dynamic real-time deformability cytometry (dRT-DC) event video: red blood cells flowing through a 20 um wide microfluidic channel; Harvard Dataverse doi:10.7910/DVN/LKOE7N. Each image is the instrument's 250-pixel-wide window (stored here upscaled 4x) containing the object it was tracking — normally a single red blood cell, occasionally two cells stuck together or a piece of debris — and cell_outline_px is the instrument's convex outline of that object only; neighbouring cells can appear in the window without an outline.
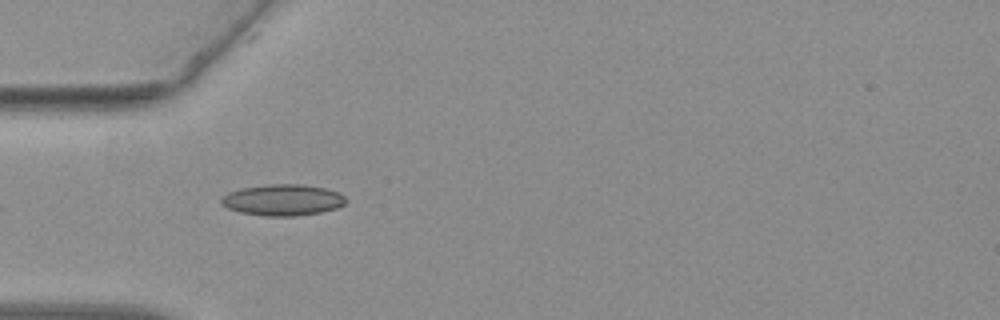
{"species": "common noctule bat (a hibernating species)", "species_latin": "Nyctalus noctula", "temperature_condition": "warm", "stored_images_in_passage": 30, "camera_frame_rate_fps": 3000, "um_per_image_px": 0.085, "animal": {"sex": "female", "body_mass_g": 19.3, "forearm_length_mm": 54.1}, "frame": {"image": 1, "passage_image": 1, "time_ms": 0.0, "image_size_px": [1000, 320], "cell_outline_px": [[348, 200], [344, 204], [336, 208], [320, 212], [296, 216], [264, 216], [240, 212], [228, 208], [220, 204], [220, 200], [228, 192], [240, 188], [268, 184], [300, 184], [324, 188], [340, 192]], "centroid_in_image_um": [24.03, 16.99], "position_along_channel_um": 61.0, "area_um2": 22.77}}
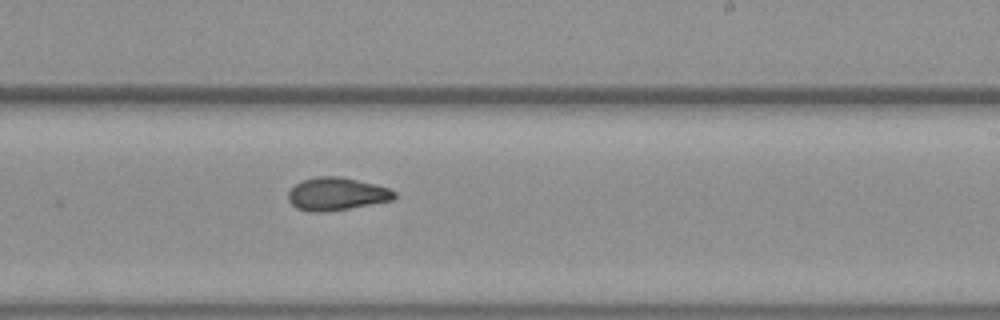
{"frame": {"image": 2, "passage_image": 17, "time_ms": 5.333, "image_size_px": [1000, 320], "cell_outline_px": [[396, 196], [392, 200], [348, 208], [320, 212], [312, 212], [296, 208], [288, 200], [288, 192], [296, 184], [304, 180], [316, 176], [340, 176], [376, 184], [388, 188], [396, 192]], "centroid_in_image_um": [28.6, 16.47], "position_along_channel_um": 260.4, "area_um2": 20.11}}
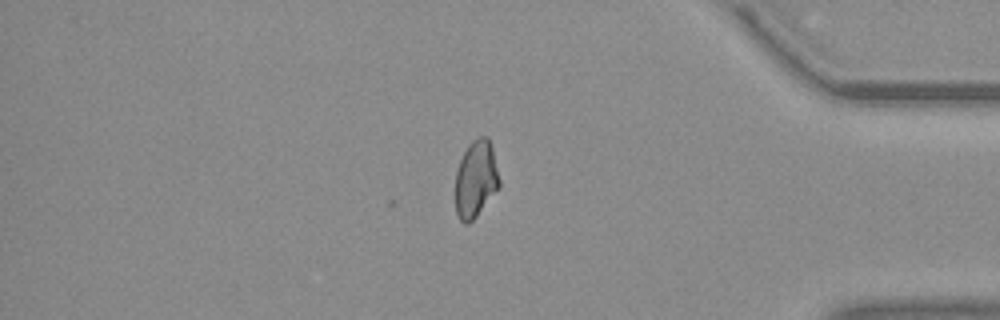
{"frame": {"image": 3, "passage_image": 30, "time_ms": 9.667, "image_size_px": [1000, 320], "cell_outline_px": [[500, 184], [476, 216], [468, 224], [464, 224], [460, 220], [456, 212], [456, 172], [460, 160], [468, 144], [472, 140], [480, 136], [488, 136], [492, 144], [500, 180]], "centroid_in_image_um": [40.44, 15.17], "position_along_channel_um": 394.8, "area_um2": 19.59}, "authors_computed_cell_mechanics": {"area_um2": 20.23, "velocity_mm_per_s": 3.783, "shape_relaxation_time_tau1_ms": 6.9242, "shape_relaxation_time_tau2_ms": 3.288, "deformation_change_tau1": 0.1478, "deformation_change_tau2": 0.0853}}